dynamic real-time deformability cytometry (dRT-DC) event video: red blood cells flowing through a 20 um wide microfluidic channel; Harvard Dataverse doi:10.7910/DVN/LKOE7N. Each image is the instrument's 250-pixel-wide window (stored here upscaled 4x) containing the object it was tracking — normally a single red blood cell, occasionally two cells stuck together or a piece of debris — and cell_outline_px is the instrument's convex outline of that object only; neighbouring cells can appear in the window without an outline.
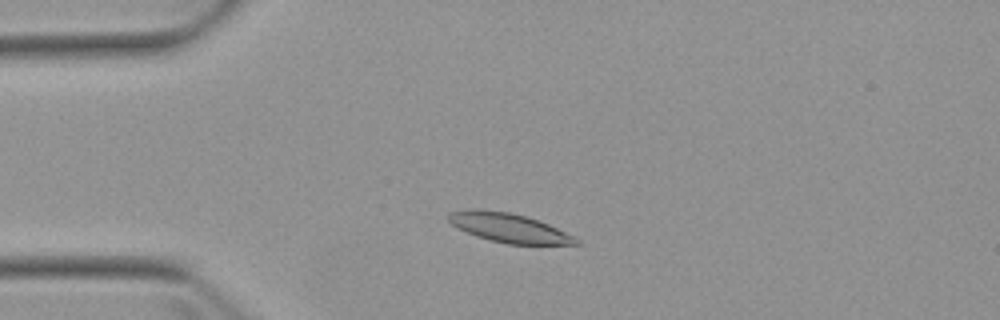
{"species": "Egyptian fruit bat (a non-hibernating species)", "species_latin": "Rousettus aegyptiacus", "temperature_condition": "warm", "stored_images_in_passage": 2, "camera_frame_rate_fps": 3000, "um_per_image_px": 0.085, "animal": {"sex": "female"}, "frame": {"image": 1, "passage_image": 2, "time_ms": 1.333, "image_size_px": [1000, 320], "cell_outline_px": [[580, 244], [508, 244], [476, 236], [452, 224], [448, 220], [448, 216], [452, 212], [468, 208], [508, 212], [524, 216], [548, 224], [576, 236], [580, 240]], "centroid_in_image_um": [43.3, 19.37], "position_along_channel_um": 41.7, "area_um2": 21.27}}